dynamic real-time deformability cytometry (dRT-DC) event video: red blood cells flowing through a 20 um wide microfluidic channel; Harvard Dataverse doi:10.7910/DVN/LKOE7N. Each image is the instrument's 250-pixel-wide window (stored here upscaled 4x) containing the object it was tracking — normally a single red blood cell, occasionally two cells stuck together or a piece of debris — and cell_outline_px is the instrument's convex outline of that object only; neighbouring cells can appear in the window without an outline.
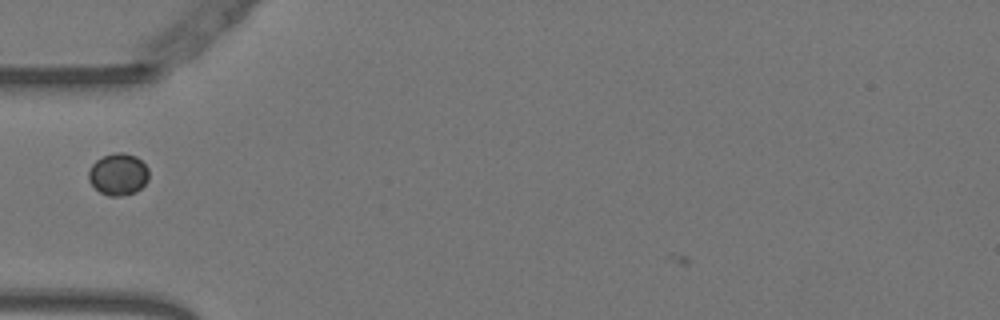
{"species": "Egyptian fruit bat (a non-hibernating species)", "species_latin": "Rousettus aegyptiacus", "temperature_condition": "warm", "stored_images_in_passage": 9, "camera_frame_rate_fps": 3000, "um_per_image_px": 0.085, "animal": {"sex": "female"}, "frame": {"image": 1, "passage_image": 4, "time_ms": 1.0, "image_size_px": [1000, 320], "cell_outline_px": [[148, 180], [136, 192], [120, 196], [108, 196], [100, 192], [88, 180], [88, 172], [92, 164], [96, 160], [104, 156], [116, 152], [124, 152], [136, 156], [148, 168]], "centroid_in_image_um": [10.05, 14.81], "position_along_channel_um": 75.0, "area_um2": 14.68}}